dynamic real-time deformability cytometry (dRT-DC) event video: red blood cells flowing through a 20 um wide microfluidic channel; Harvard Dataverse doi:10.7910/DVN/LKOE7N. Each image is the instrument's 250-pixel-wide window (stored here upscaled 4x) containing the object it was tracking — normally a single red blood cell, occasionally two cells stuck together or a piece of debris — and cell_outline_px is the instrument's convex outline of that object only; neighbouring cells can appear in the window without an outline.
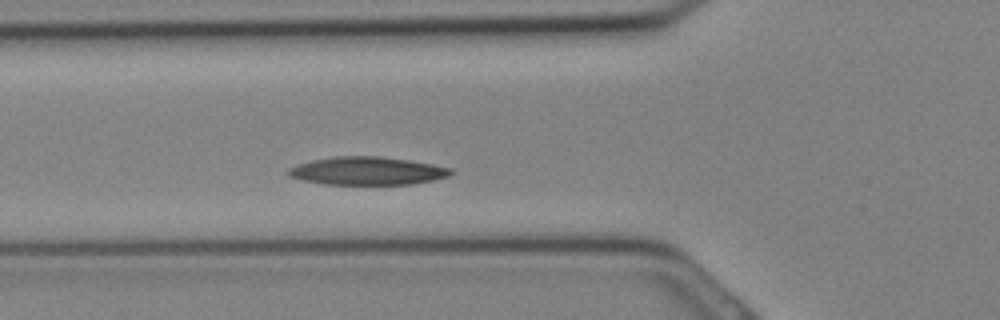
{"species": "Egyptian fruit bat (a non-hibernating species)", "species_latin": "Rousettus aegyptiacus", "temperature_condition": "cold", "stored_images_in_passage": 10, "camera_frame_rate_fps": 3000, "um_per_image_px": 0.085, "animal": {"sex": "female"}, "frame": {"image": 1, "passage_image": 2, "time_ms": 0.333, "image_size_px": [1000, 320], "cell_outline_px": [[456, 172], [448, 176], [432, 180], [412, 184], [324, 184], [304, 180], [288, 176], [288, 168], [312, 160], [336, 156], [380, 156], [408, 160], [432, 164], [452, 168]], "centroid_in_image_um": [31.25, 14.52], "position_along_channel_um": 94.6, "area_um2": 26.41}}
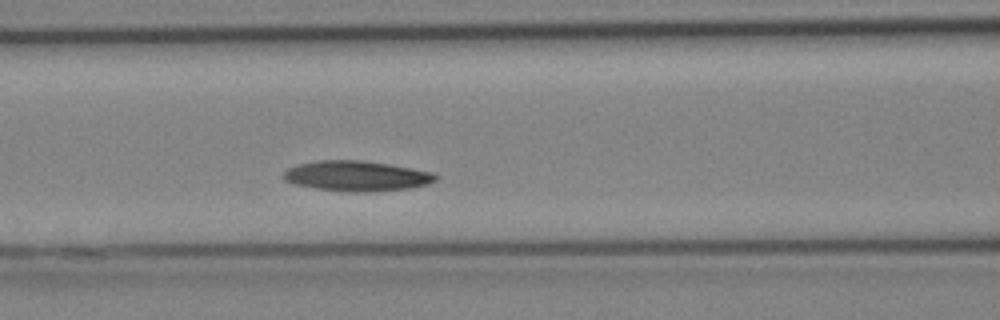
{"frame": {"image": 2, "passage_image": 4, "time_ms": 1.0, "image_size_px": [1000, 320], "cell_outline_px": [[440, 176], [436, 180], [428, 184], [408, 188], [368, 192], [352, 192], [316, 188], [292, 184], [284, 180], [280, 176], [288, 168], [300, 164], [316, 160], [360, 160], [388, 164], [436, 172]], "centroid_in_image_um": [30.32, 14.95], "position_along_channel_um": 136.3, "area_um2": 26.99}}
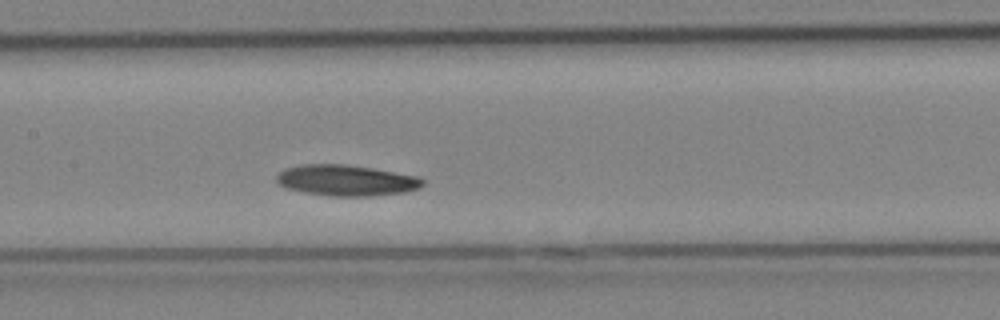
{"frame": {"image": 3, "passage_image": 6, "time_ms": 1.667, "image_size_px": [1000, 320], "cell_outline_px": [[424, 184], [420, 188], [404, 192], [372, 196], [328, 196], [304, 192], [288, 188], [280, 184], [276, 180], [276, 176], [284, 168], [300, 164], [344, 164], [372, 168], [420, 176], [424, 180]], "centroid_in_image_um": [29.45, 15.33], "position_along_channel_um": 177.9, "area_um2": 26.47}}